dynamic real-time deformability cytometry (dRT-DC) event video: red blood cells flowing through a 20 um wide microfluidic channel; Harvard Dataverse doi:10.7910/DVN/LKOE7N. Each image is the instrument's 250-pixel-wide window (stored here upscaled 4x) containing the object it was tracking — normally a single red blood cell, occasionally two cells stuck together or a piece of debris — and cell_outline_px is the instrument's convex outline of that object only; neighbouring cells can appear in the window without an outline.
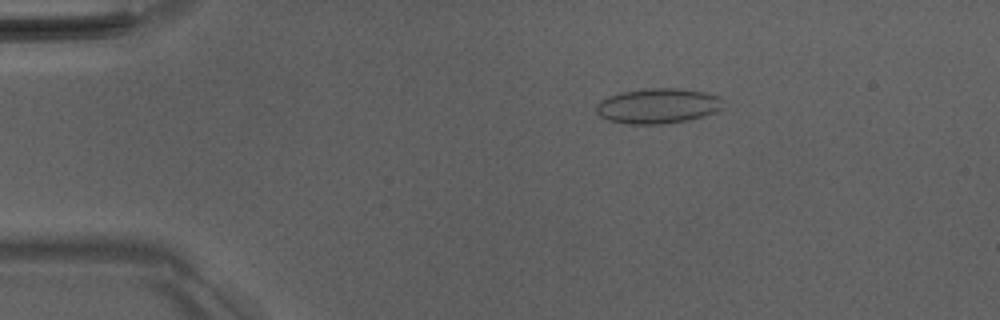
{"species": "Egyptian fruit bat (a non-hibernating species)", "species_latin": "Rousettus aegyptiacus", "temperature_condition": "room temperature", "stored_images_in_passage": 51, "camera_frame_rate_fps": 3000, "um_per_image_px": 0.085, "animal": {"sex": "male"}, "frame": {"image": 1, "passage_image": 9, "time_ms": 2.667, "image_size_px": [1000, 320], "cell_outline_px": [[728, 108], [704, 116], [688, 120], [664, 124], [628, 124], [608, 120], [600, 116], [596, 112], [596, 104], [600, 100], [608, 96], [620, 92], [644, 88], [680, 88], [704, 92], [720, 96]], "centroid_in_image_um": [55.97, 9.0], "position_along_channel_um": 29.0, "area_um2": 26.59}}
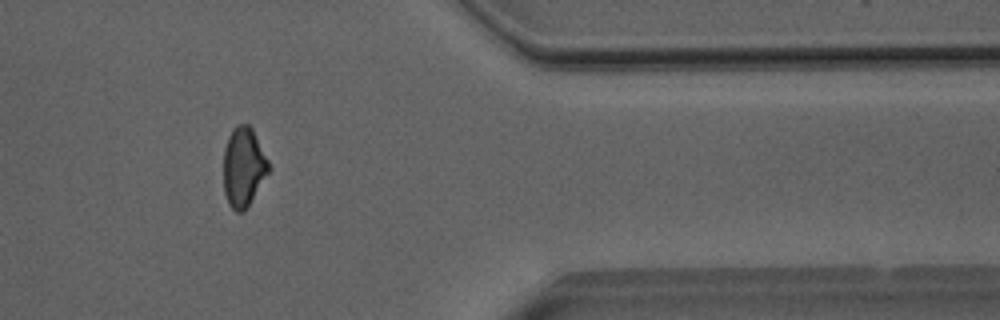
{"frame": {"image": 2, "passage_image": 42, "time_ms": 13.667, "image_size_px": [1000, 320], "cell_outline_px": [[272, 168], [244, 212], [236, 212], [228, 204], [224, 192], [224, 148], [228, 136], [232, 128], [236, 124], [248, 124], [252, 128]], "centroid_in_image_um": [20.7, 14.19], "position_along_channel_um": 390.7, "area_um2": 21.1}}
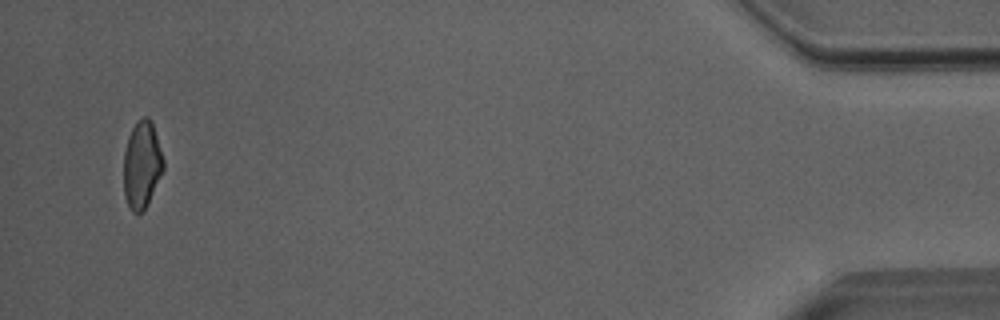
{"frame": {"image": 3, "passage_image": 49, "time_ms": 16.0, "image_size_px": [1000, 320], "cell_outline_px": [[164, 168], [148, 204], [140, 212], [132, 212], [124, 196], [124, 152], [128, 136], [136, 120], [144, 116], [148, 116], [152, 120], [164, 160]], "centroid_in_image_um": [12.06, 13.96], "position_along_channel_um": 423.1, "area_um2": 20.29}, "authors_computed_cell_mechanics": {"area_um2": 22.0796, "velocity_mm_per_s": 4.038, "shape_relaxation_time_tau1_ms": null, "shape_relaxation_time_tau2_ms": 1.154, "deformation_change_tau1": null, "deformation_change_tau2": 0.0542}}